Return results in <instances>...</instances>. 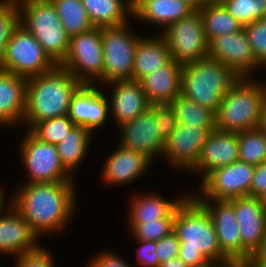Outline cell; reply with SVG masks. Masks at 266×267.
Wrapping results in <instances>:
<instances>
[{
    "instance_id": "obj_1",
    "label": "cell",
    "mask_w": 266,
    "mask_h": 267,
    "mask_svg": "<svg viewBox=\"0 0 266 267\" xmlns=\"http://www.w3.org/2000/svg\"><path fill=\"white\" fill-rule=\"evenodd\" d=\"M76 185L75 181L21 183L11 195L12 206L39 239L48 237L64 230L75 216Z\"/></svg>"
},
{
    "instance_id": "obj_2",
    "label": "cell",
    "mask_w": 266,
    "mask_h": 267,
    "mask_svg": "<svg viewBox=\"0 0 266 267\" xmlns=\"http://www.w3.org/2000/svg\"><path fill=\"white\" fill-rule=\"evenodd\" d=\"M173 231L180 241L178 257L188 267H206L226 260L210 215L191 194L175 210Z\"/></svg>"
},
{
    "instance_id": "obj_3",
    "label": "cell",
    "mask_w": 266,
    "mask_h": 267,
    "mask_svg": "<svg viewBox=\"0 0 266 267\" xmlns=\"http://www.w3.org/2000/svg\"><path fill=\"white\" fill-rule=\"evenodd\" d=\"M81 85L60 65L47 73L27 79L22 124L30 130L42 120L68 115L72 95Z\"/></svg>"
},
{
    "instance_id": "obj_4",
    "label": "cell",
    "mask_w": 266,
    "mask_h": 267,
    "mask_svg": "<svg viewBox=\"0 0 266 267\" xmlns=\"http://www.w3.org/2000/svg\"><path fill=\"white\" fill-rule=\"evenodd\" d=\"M246 77L208 56L183 65L181 94L217 112L222 97Z\"/></svg>"
},
{
    "instance_id": "obj_5",
    "label": "cell",
    "mask_w": 266,
    "mask_h": 267,
    "mask_svg": "<svg viewBox=\"0 0 266 267\" xmlns=\"http://www.w3.org/2000/svg\"><path fill=\"white\" fill-rule=\"evenodd\" d=\"M263 81L246 77L225 93L215 113L217 130L238 133L258 128L266 101Z\"/></svg>"
},
{
    "instance_id": "obj_6",
    "label": "cell",
    "mask_w": 266,
    "mask_h": 267,
    "mask_svg": "<svg viewBox=\"0 0 266 267\" xmlns=\"http://www.w3.org/2000/svg\"><path fill=\"white\" fill-rule=\"evenodd\" d=\"M20 24L39 42L48 56L59 65L66 57L70 37L51 0H18Z\"/></svg>"
},
{
    "instance_id": "obj_7",
    "label": "cell",
    "mask_w": 266,
    "mask_h": 267,
    "mask_svg": "<svg viewBox=\"0 0 266 267\" xmlns=\"http://www.w3.org/2000/svg\"><path fill=\"white\" fill-rule=\"evenodd\" d=\"M59 65L68 70L81 84L103 87L102 28L93 27L71 37L66 57Z\"/></svg>"
},
{
    "instance_id": "obj_8",
    "label": "cell",
    "mask_w": 266,
    "mask_h": 267,
    "mask_svg": "<svg viewBox=\"0 0 266 267\" xmlns=\"http://www.w3.org/2000/svg\"><path fill=\"white\" fill-rule=\"evenodd\" d=\"M56 66L36 38L22 24L13 31L0 63L1 70L26 79L47 73Z\"/></svg>"
},
{
    "instance_id": "obj_9",
    "label": "cell",
    "mask_w": 266,
    "mask_h": 267,
    "mask_svg": "<svg viewBox=\"0 0 266 267\" xmlns=\"http://www.w3.org/2000/svg\"><path fill=\"white\" fill-rule=\"evenodd\" d=\"M132 29L131 22L118 27L102 28L103 85L116 80L132 79L136 46L142 37Z\"/></svg>"
},
{
    "instance_id": "obj_10",
    "label": "cell",
    "mask_w": 266,
    "mask_h": 267,
    "mask_svg": "<svg viewBox=\"0 0 266 267\" xmlns=\"http://www.w3.org/2000/svg\"><path fill=\"white\" fill-rule=\"evenodd\" d=\"M24 134L19 156L27 173L25 183L76 181L62 165L56 145L40 141L27 129Z\"/></svg>"
},
{
    "instance_id": "obj_11",
    "label": "cell",
    "mask_w": 266,
    "mask_h": 267,
    "mask_svg": "<svg viewBox=\"0 0 266 267\" xmlns=\"http://www.w3.org/2000/svg\"><path fill=\"white\" fill-rule=\"evenodd\" d=\"M160 34L168 44L171 59L181 65L209 56V43L199 10L170 24Z\"/></svg>"
},
{
    "instance_id": "obj_12",
    "label": "cell",
    "mask_w": 266,
    "mask_h": 267,
    "mask_svg": "<svg viewBox=\"0 0 266 267\" xmlns=\"http://www.w3.org/2000/svg\"><path fill=\"white\" fill-rule=\"evenodd\" d=\"M255 166L235 161L210 172L198 185L199 194H190L195 199L230 200L250 196ZM202 193V194H201ZM194 194V195H193Z\"/></svg>"
},
{
    "instance_id": "obj_13",
    "label": "cell",
    "mask_w": 266,
    "mask_h": 267,
    "mask_svg": "<svg viewBox=\"0 0 266 267\" xmlns=\"http://www.w3.org/2000/svg\"><path fill=\"white\" fill-rule=\"evenodd\" d=\"M216 127H195L177 124L165 141L162 157L174 170L190 172L200 157L203 144ZM181 169V170H180Z\"/></svg>"
},
{
    "instance_id": "obj_14",
    "label": "cell",
    "mask_w": 266,
    "mask_h": 267,
    "mask_svg": "<svg viewBox=\"0 0 266 267\" xmlns=\"http://www.w3.org/2000/svg\"><path fill=\"white\" fill-rule=\"evenodd\" d=\"M155 104L119 128L118 143L126 149L136 151L153 160L162 156L165 141L155 125Z\"/></svg>"
},
{
    "instance_id": "obj_15",
    "label": "cell",
    "mask_w": 266,
    "mask_h": 267,
    "mask_svg": "<svg viewBox=\"0 0 266 267\" xmlns=\"http://www.w3.org/2000/svg\"><path fill=\"white\" fill-rule=\"evenodd\" d=\"M100 85L82 84L72 95L68 116L75 125L83 126L92 134L110 118L108 93ZM102 90V91H101Z\"/></svg>"
},
{
    "instance_id": "obj_16",
    "label": "cell",
    "mask_w": 266,
    "mask_h": 267,
    "mask_svg": "<svg viewBox=\"0 0 266 267\" xmlns=\"http://www.w3.org/2000/svg\"><path fill=\"white\" fill-rule=\"evenodd\" d=\"M234 207L242 241V260L250 262L266 233V210L258 197L228 200Z\"/></svg>"
},
{
    "instance_id": "obj_17",
    "label": "cell",
    "mask_w": 266,
    "mask_h": 267,
    "mask_svg": "<svg viewBox=\"0 0 266 267\" xmlns=\"http://www.w3.org/2000/svg\"><path fill=\"white\" fill-rule=\"evenodd\" d=\"M209 56L237 69L245 77L255 76L253 73L263 70L253 54L244 28L215 37L209 43Z\"/></svg>"
},
{
    "instance_id": "obj_18",
    "label": "cell",
    "mask_w": 266,
    "mask_h": 267,
    "mask_svg": "<svg viewBox=\"0 0 266 267\" xmlns=\"http://www.w3.org/2000/svg\"><path fill=\"white\" fill-rule=\"evenodd\" d=\"M196 200L212 219L222 255L242 260V241L233 205L228 200Z\"/></svg>"
},
{
    "instance_id": "obj_19",
    "label": "cell",
    "mask_w": 266,
    "mask_h": 267,
    "mask_svg": "<svg viewBox=\"0 0 266 267\" xmlns=\"http://www.w3.org/2000/svg\"><path fill=\"white\" fill-rule=\"evenodd\" d=\"M103 86L110 90V92L108 90L109 97L111 96L108 98L110 115L117 129L136 118L151 105L141 83L137 80H116Z\"/></svg>"
},
{
    "instance_id": "obj_20",
    "label": "cell",
    "mask_w": 266,
    "mask_h": 267,
    "mask_svg": "<svg viewBox=\"0 0 266 267\" xmlns=\"http://www.w3.org/2000/svg\"><path fill=\"white\" fill-rule=\"evenodd\" d=\"M107 156L101 170V180L109 186L132 184L144 176L153 164L147 157L136 151L126 149L119 143Z\"/></svg>"
},
{
    "instance_id": "obj_21",
    "label": "cell",
    "mask_w": 266,
    "mask_h": 267,
    "mask_svg": "<svg viewBox=\"0 0 266 267\" xmlns=\"http://www.w3.org/2000/svg\"><path fill=\"white\" fill-rule=\"evenodd\" d=\"M238 161V133L211 131L203 144L200 157L191 174L201 176L202 181L213 170Z\"/></svg>"
},
{
    "instance_id": "obj_22",
    "label": "cell",
    "mask_w": 266,
    "mask_h": 267,
    "mask_svg": "<svg viewBox=\"0 0 266 267\" xmlns=\"http://www.w3.org/2000/svg\"><path fill=\"white\" fill-rule=\"evenodd\" d=\"M39 237L11 205L0 217V254L16 257L39 246Z\"/></svg>"
},
{
    "instance_id": "obj_23",
    "label": "cell",
    "mask_w": 266,
    "mask_h": 267,
    "mask_svg": "<svg viewBox=\"0 0 266 267\" xmlns=\"http://www.w3.org/2000/svg\"><path fill=\"white\" fill-rule=\"evenodd\" d=\"M27 79L0 69V126L22 124L26 107Z\"/></svg>"
},
{
    "instance_id": "obj_24",
    "label": "cell",
    "mask_w": 266,
    "mask_h": 267,
    "mask_svg": "<svg viewBox=\"0 0 266 267\" xmlns=\"http://www.w3.org/2000/svg\"><path fill=\"white\" fill-rule=\"evenodd\" d=\"M182 70L183 65L171 59L140 81L151 105L170 104L181 94Z\"/></svg>"
},
{
    "instance_id": "obj_25",
    "label": "cell",
    "mask_w": 266,
    "mask_h": 267,
    "mask_svg": "<svg viewBox=\"0 0 266 267\" xmlns=\"http://www.w3.org/2000/svg\"><path fill=\"white\" fill-rule=\"evenodd\" d=\"M194 11L184 0H133V20L160 26L159 33Z\"/></svg>"
},
{
    "instance_id": "obj_26",
    "label": "cell",
    "mask_w": 266,
    "mask_h": 267,
    "mask_svg": "<svg viewBox=\"0 0 266 267\" xmlns=\"http://www.w3.org/2000/svg\"><path fill=\"white\" fill-rule=\"evenodd\" d=\"M189 193L177 195L171 200L157 192L139 193L129 199V221H155L161 218H174L177 206ZM164 197V198H163Z\"/></svg>"
},
{
    "instance_id": "obj_27",
    "label": "cell",
    "mask_w": 266,
    "mask_h": 267,
    "mask_svg": "<svg viewBox=\"0 0 266 267\" xmlns=\"http://www.w3.org/2000/svg\"><path fill=\"white\" fill-rule=\"evenodd\" d=\"M149 36L141 37L136 46L132 79L139 82L171 60L169 47L164 37L160 33Z\"/></svg>"
},
{
    "instance_id": "obj_28",
    "label": "cell",
    "mask_w": 266,
    "mask_h": 267,
    "mask_svg": "<svg viewBox=\"0 0 266 267\" xmlns=\"http://www.w3.org/2000/svg\"><path fill=\"white\" fill-rule=\"evenodd\" d=\"M94 27H118L133 18V0H81Z\"/></svg>"
},
{
    "instance_id": "obj_29",
    "label": "cell",
    "mask_w": 266,
    "mask_h": 267,
    "mask_svg": "<svg viewBox=\"0 0 266 267\" xmlns=\"http://www.w3.org/2000/svg\"><path fill=\"white\" fill-rule=\"evenodd\" d=\"M92 137L93 134L86 128L74 125L56 145L62 165L73 177H75L74 171L80 168L79 165H82L90 149Z\"/></svg>"
},
{
    "instance_id": "obj_30",
    "label": "cell",
    "mask_w": 266,
    "mask_h": 267,
    "mask_svg": "<svg viewBox=\"0 0 266 267\" xmlns=\"http://www.w3.org/2000/svg\"><path fill=\"white\" fill-rule=\"evenodd\" d=\"M206 39L210 43L215 37L235 33L243 26L224 8L218 0H212L199 9Z\"/></svg>"
},
{
    "instance_id": "obj_31",
    "label": "cell",
    "mask_w": 266,
    "mask_h": 267,
    "mask_svg": "<svg viewBox=\"0 0 266 267\" xmlns=\"http://www.w3.org/2000/svg\"><path fill=\"white\" fill-rule=\"evenodd\" d=\"M66 33L71 38L91 30L94 26L89 20L81 0H51Z\"/></svg>"
},
{
    "instance_id": "obj_32",
    "label": "cell",
    "mask_w": 266,
    "mask_h": 267,
    "mask_svg": "<svg viewBox=\"0 0 266 267\" xmlns=\"http://www.w3.org/2000/svg\"><path fill=\"white\" fill-rule=\"evenodd\" d=\"M170 105L174 109L178 124L195 127H216L215 112L198 105L182 94L178 95Z\"/></svg>"
},
{
    "instance_id": "obj_33",
    "label": "cell",
    "mask_w": 266,
    "mask_h": 267,
    "mask_svg": "<svg viewBox=\"0 0 266 267\" xmlns=\"http://www.w3.org/2000/svg\"><path fill=\"white\" fill-rule=\"evenodd\" d=\"M238 160L254 166L266 161V136L259 128L238 132Z\"/></svg>"
},
{
    "instance_id": "obj_34",
    "label": "cell",
    "mask_w": 266,
    "mask_h": 267,
    "mask_svg": "<svg viewBox=\"0 0 266 267\" xmlns=\"http://www.w3.org/2000/svg\"><path fill=\"white\" fill-rule=\"evenodd\" d=\"M68 115L37 122L29 131L40 141L57 145L74 126Z\"/></svg>"
},
{
    "instance_id": "obj_35",
    "label": "cell",
    "mask_w": 266,
    "mask_h": 267,
    "mask_svg": "<svg viewBox=\"0 0 266 267\" xmlns=\"http://www.w3.org/2000/svg\"><path fill=\"white\" fill-rule=\"evenodd\" d=\"M243 26L266 18V0H218Z\"/></svg>"
},
{
    "instance_id": "obj_36",
    "label": "cell",
    "mask_w": 266,
    "mask_h": 267,
    "mask_svg": "<svg viewBox=\"0 0 266 267\" xmlns=\"http://www.w3.org/2000/svg\"><path fill=\"white\" fill-rule=\"evenodd\" d=\"M174 218H161L155 221H127L128 230L134 240L157 242L173 231Z\"/></svg>"
},
{
    "instance_id": "obj_37",
    "label": "cell",
    "mask_w": 266,
    "mask_h": 267,
    "mask_svg": "<svg viewBox=\"0 0 266 267\" xmlns=\"http://www.w3.org/2000/svg\"><path fill=\"white\" fill-rule=\"evenodd\" d=\"M20 24V8L17 1L0 0V63L13 31Z\"/></svg>"
},
{
    "instance_id": "obj_38",
    "label": "cell",
    "mask_w": 266,
    "mask_h": 267,
    "mask_svg": "<svg viewBox=\"0 0 266 267\" xmlns=\"http://www.w3.org/2000/svg\"><path fill=\"white\" fill-rule=\"evenodd\" d=\"M243 28L256 60L266 67V18L255 20Z\"/></svg>"
},
{
    "instance_id": "obj_39",
    "label": "cell",
    "mask_w": 266,
    "mask_h": 267,
    "mask_svg": "<svg viewBox=\"0 0 266 267\" xmlns=\"http://www.w3.org/2000/svg\"><path fill=\"white\" fill-rule=\"evenodd\" d=\"M54 258L50 250L39 245L36 249L15 257L14 267H54Z\"/></svg>"
},
{
    "instance_id": "obj_40",
    "label": "cell",
    "mask_w": 266,
    "mask_h": 267,
    "mask_svg": "<svg viewBox=\"0 0 266 267\" xmlns=\"http://www.w3.org/2000/svg\"><path fill=\"white\" fill-rule=\"evenodd\" d=\"M155 121L157 131L161 138L166 141L178 124L174 109L170 104H155Z\"/></svg>"
},
{
    "instance_id": "obj_41",
    "label": "cell",
    "mask_w": 266,
    "mask_h": 267,
    "mask_svg": "<svg viewBox=\"0 0 266 267\" xmlns=\"http://www.w3.org/2000/svg\"><path fill=\"white\" fill-rule=\"evenodd\" d=\"M179 247L180 241L174 231L158 240L156 252L159 263L161 264L162 262L178 257Z\"/></svg>"
},
{
    "instance_id": "obj_42",
    "label": "cell",
    "mask_w": 266,
    "mask_h": 267,
    "mask_svg": "<svg viewBox=\"0 0 266 267\" xmlns=\"http://www.w3.org/2000/svg\"><path fill=\"white\" fill-rule=\"evenodd\" d=\"M135 242L139 244L138 249H136L137 261L135 263L141 267H159L160 263L156 252L157 242L142 240H136Z\"/></svg>"
},
{
    "instance_id": "obj_43",
    "label": "cell",
    "mask_w": 266,
    "mask_h": 267,
    "mask_svg": "<svg viewBox=\"0 0 266 267\" xmlns=\"http://www.w3.org/2000/svg\"><path fill=\"white\" fill-rule=\"evenodd\" d=\"M103 250L92 257L86 267H132L118 254L113 251Z\"/></svg>"
},
{
    "instance_id": "obj_44",
    "label": "cell",
    "mask_w": 266,
    "mask_h": 267,
    "mask_svg": "<svg viewBox=\"0 0 266 267\" xmlns=\"http://www.w3.org/2000/svg\"><path fill=\"white\" fill-rule=\"evenodd\" d=\"M266 191V161L255 166L250 197H259Z\"/></svg>"
},
{
    "instance_id": "obj_45",
    "label": "cell",
    "mask_w": 266,
    "mask_h": 267,
    "mask_svg": "<svg viewBox=\"0 0 266 267\" xmlns=\"http://www.w3.org/2000/svg\"><path fill=\"white\" fill-rule=\"evenodd\" d=\"M250 264L253 267H266V233L260 248L251 257Z\"/></svg>"
},
{
    "instance_id": "obj_46",
    "label": "cell",
    "mask_w": 266,
    "mask_h": 267,
    "mask_svg": "<svg viewBox=\"0 0 266 267\" xmlns=\"http://www.w3.org/2000/svg\"><path fill=\"white\" fill-rule=\"evenodd\" d=\"M206 267H249V262L244 260L226 259L221 262H211Z\"/></svg>"
},
{
    "instance_id": "obj_47",
    "label": "cell",
    "mask_w": 266,
    "mask_h": 267,
    "mask_svg": "<svg viewBox=\"0 0 266 267\" xmlns=\"http://www.w3.org/2000/svg\"><path fill=\"white\" fill-rule=\"evenodd\" d=\"M3 186L0 185V217L6 212V210L12 205V196H9L8 198L5 197V191L2 189ZM7 198V199H6ZM9 202H8V201ZM6 201V202H5ZM7 203V205H6ZM5 208V209H4Z\"/></svg>"
},
{
    "instance_id": "obj_48",
    "label": "cell",
    "mask_w": 266,
    "mask_h": 267,
    "mask_svg": "<svg viewBox=\"0 0 266 267\" xmlns=\"http://www.w3.org/2000/svg\"><path fill=\"white\" fill-rule=\"evenodd\" d=\"M159 267H188L179 257L162 262Z\"/></svg>"
},
{
    "instance_id": "obj_49",
    "label": "cell",
    "mask_w": 266,
    "mask_h": 267,
    "mask_svg": "<svg viewBox=\"0 0 266 267\" xmlns=\"http://www.w3.org/2000/svg\"><path fill=\"white\" fill-rule=\"evenodd\" d=\"M184 1H186L188 4H190L195 10H199L205 4H207L208 2H210L212 0H184Z\"/></svg>"
},
{
    "instance_id": "obj_50",
    "label": "cell",
    "mask_w": 266,
    "mask_h": 267,
    "mask_svg": "<svg viewBox=\"0 0 266 267\" xmlns=\"http://www.w3.org/2000/svg\"><path fill=\"white\" fill-rule=\"evenodd\" d=\"M258 128L265 134L266 136V101L264 103L263 109H262V116L260 120V124Z\"/></svg>"
},
{
    "instance_id": "obj_51",
    "label": "cell",
    "mask_w": 266,
    "mask_h": 267,
    "mask_svg": "<svg viewBox=\"0 0 266 267\" xmlns=\"http://www.w3.org/2000/svg\"><path fill=\"white\" fill-rule=\"evenodd\" d=\"M258 198L260 199V203L266 210V191L262 193Z\"/></svg>"
},
{
    "instance_id": "obj_52",
    "label": "cell",
    "mask_w": 266,
    "mask_h": 267,
    "mask_svg": "<svg viewBox=\"0 0 266 267\" xmlns=\"http://www.w3.org/2000/svg\"><path fill=\"white\" fill-rule=\"evenodd\" d=\"M262 69L264 70V69H266V67H263ZM265 71H266V70H265ZM263 85H264L265 92H266V80H265V82H263Z\"/></svg>"
}]
</instances>
